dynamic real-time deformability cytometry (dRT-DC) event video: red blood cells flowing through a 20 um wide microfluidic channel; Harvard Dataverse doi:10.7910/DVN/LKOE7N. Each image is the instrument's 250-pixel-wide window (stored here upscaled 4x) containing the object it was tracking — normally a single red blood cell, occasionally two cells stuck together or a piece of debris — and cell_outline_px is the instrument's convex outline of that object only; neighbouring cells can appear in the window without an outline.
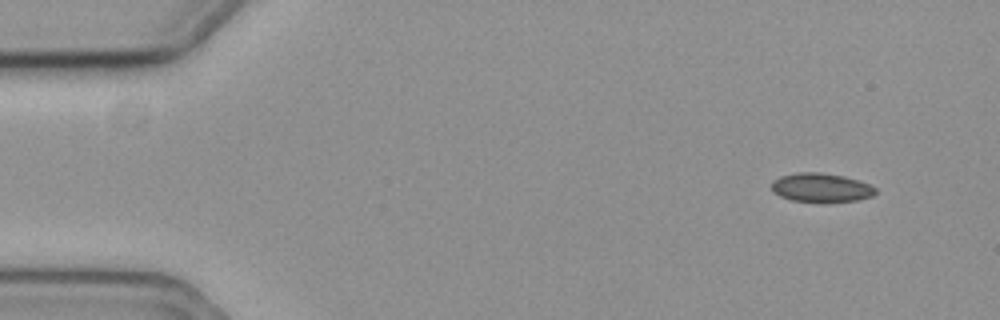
{"species": "common noctule bat (a hibernating species)", "species_latin": "Nyctalus noctula", "temperature_condition": "cold", "stored_images_in_passage": 54, "camera_frame_rate_fps": 3000, "um_per_image_px": 0.085, "animal": {"sex": "female", "body_mass_g": 19.3, "forearm_length_mm": 54.1}, "frame": {"image": 1, "passage_image": 1, "time_ms": 0.0, "image_size_px": [1000, 320], "cell_outline_px": [[876, 192], [872, 196], [860, 200], [792, 200], [780, 196], [772, 188], [772, 180], [780, 176], [800, 172], [820, 172], [844, 176], [860, 180], [876, 188]], "centroid_in_image_um": [69.81, 15.91], "position_along_channel_um": 15.2, "area_um2": 16.99}}
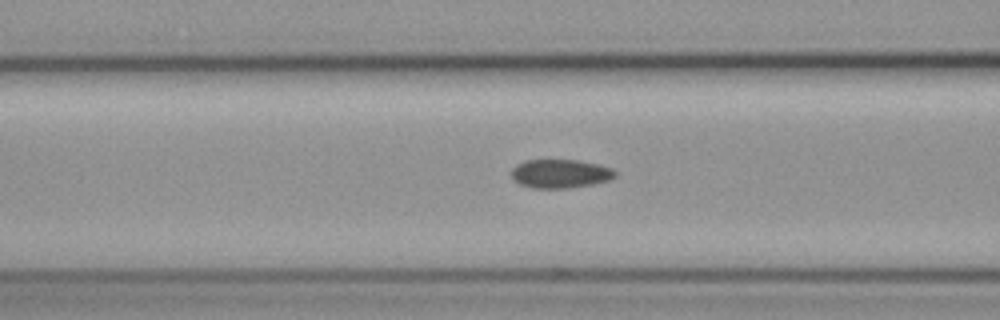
{"frame": {"image": 2, "passage_image": 19, "time_ms": 6.0, "image_size_px": [1000, 320], "cell_outline_px": [[616, 176], [608, 180], [592, 184], [568, 188], [532, 188], [520, 184], [512, 176], [512, 168], [516, 164], [524, 160], [580, 160], [600, 164], [612, 168], [616, 172]], "centroid_in_image_um": [47.64, 14.75], "position_along_channel_um": 119.0, "area_um2": 17.4}}
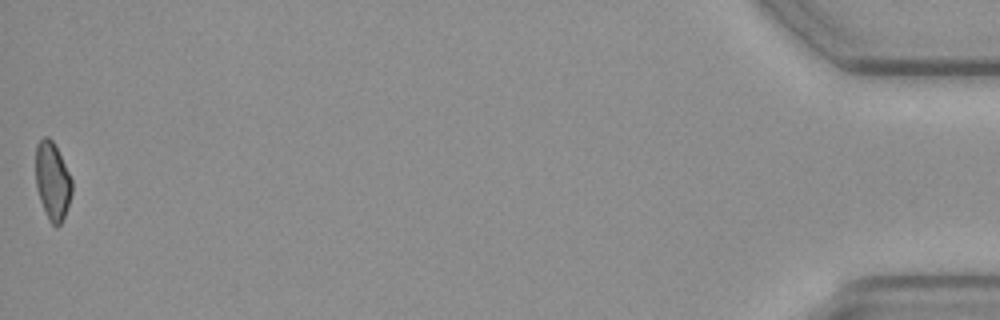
{"frame": {"image": 3, "passage_image": 54, "time_ms": 17.667, "image_size_px": [1000, 320], "cell_outline_px": [[72, 192], [64, 216], [60, 224], [56, 228], [48, 220], [40, 200], [36, 188], [36, 144], [44, 136], [48, 136], [52, 140], [72, 180]], "centroid_in_image_um": [4.44, 15.4], "position_along_channel_um": 430.8, "area_um2": 16.24}, "authors_computed_cell_mechanics": {"area_um2": 17.4267, "velocity_mm_per_s": 3.581, "shape_relaxation_time_tau1_ms": null, "shape_relaxation_time_tau2_ms": 6.787, "deformation_change_tau1": null, "deformation_change_tau2": 0.1}}